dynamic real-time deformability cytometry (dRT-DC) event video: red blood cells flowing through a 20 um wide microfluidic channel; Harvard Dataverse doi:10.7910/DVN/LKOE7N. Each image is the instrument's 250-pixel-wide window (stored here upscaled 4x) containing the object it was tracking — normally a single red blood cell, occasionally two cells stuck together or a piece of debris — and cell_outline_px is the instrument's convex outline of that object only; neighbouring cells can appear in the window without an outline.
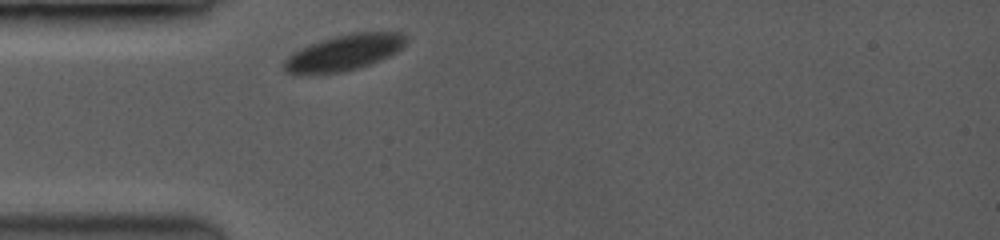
{"species": "common noctule bat (a hibernating species)", "species_latin": "Nyctalus noctula", "temperature_condition": "room temperature", "stored_images_in_passage": 8, "camera_frame_rate_fps": 3500, "um_per_image_px": 0.085, "animal": {"sex": "female", "body_mass_g": 19.0, "forearm_length_mm": 53.3}, "frame": {"image": 1, "passage_image": 1, "time_ms": 0.0, "image_size_px": [1000, 240], "cell_outline_px": [[408, 40], [396, 52], [388, 56], [368, 64], [356, 68], [340, 72], [288, 72], [284, 68], [284, 60], [292, 52], [300, 48], [320, 40], [332, 36], [356, 32], [404, 32]], "centroid_in_image_um": [29.29, 4.42], "position_along_channel_um": 55.7, "area_um2": 24.85}}
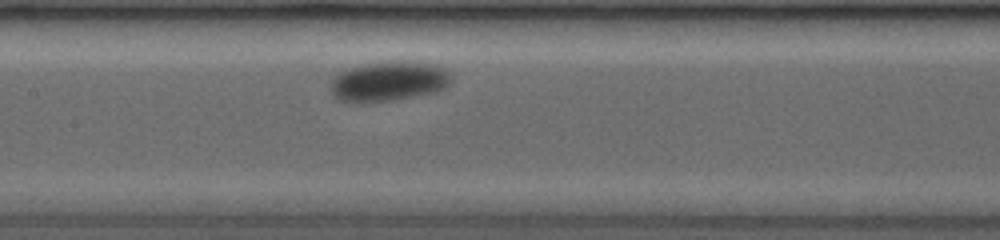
{"frame": {"image": 2, "passage_image": 8, "time_ms": 3.429, "image_size_px": [1000, 240], "cell_outline_px": [[456, 72], [448, 84], [440, 88], [428, 92], [388, 100], [344, 100], [336, 96], [332, 92], [332, 76], [348, 68], [360, 64], [396, 60], [408, 60], [436, 64]], "centroid_in_image_um": [33.11, 6.81], "position_along_channel_um": 174.3, "area_um2": 27.46}}